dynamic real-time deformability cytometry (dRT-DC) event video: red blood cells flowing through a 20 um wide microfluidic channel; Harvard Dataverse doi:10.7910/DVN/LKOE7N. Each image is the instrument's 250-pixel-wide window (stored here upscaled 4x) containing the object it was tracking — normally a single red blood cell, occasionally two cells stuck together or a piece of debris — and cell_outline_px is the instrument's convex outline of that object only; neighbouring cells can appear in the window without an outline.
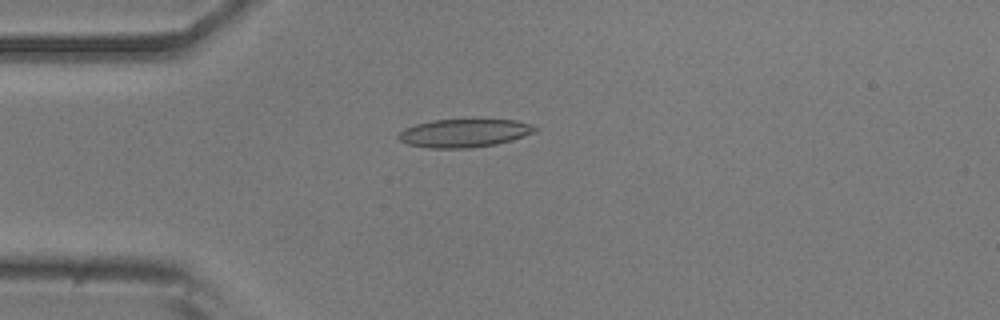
{"species": "common noctule bat (a hibernating species)", "species_latin": "Nyctalus noctula", "temperature_condition": "room temperature", "stored_images_in_passage": 50, "camera_frame_rate_fps": 3000, "um_per_image_px": 0.085, "animal": {"sex": "male", "body_mass_g": 20.5, "forearm_length_mm": 52.5}, "frame": {"image": 1, "passage_image": 10, "time_ms": 3.0, "image_size_px": [1000, 320], "cell_outline_px": [[540, 128], [536, 132], [512, 140], [496, 144], [468, 148], [428, 148], [408, 144], [400, 140], [396, 136], [404, 128], [416, 124], [432, 120], [476, 116], [516, 120], [532, 124]], "centroid_in_image_um": [39.52, 11.25], "position_along_channel_um": 45.5, "area_um2": 23.7}}
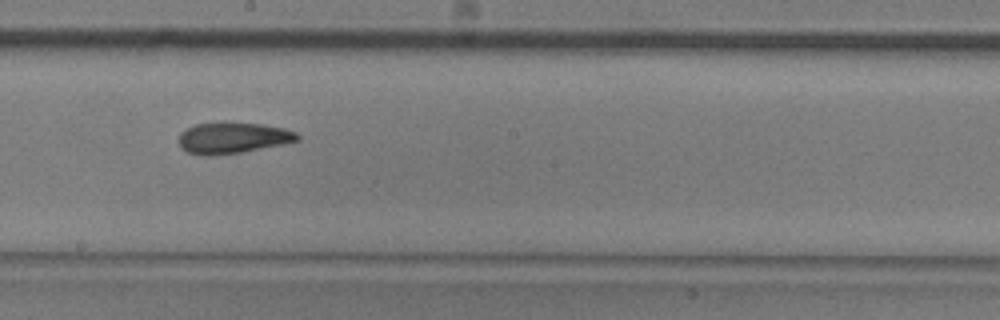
{"frame": {"image": 2, "passage_image": 26, "time_ms": 8.333, "image_size_px": [1000, 320], "cell_outline_px": [[300, 140], [284, 144], [240, 152], [208, 156], [188, 152], [180, 148], [180, 132], [196, 124], [260, 124], [284, 128], [296, 132], [300, 136]], "centroid_in_image_um": [19.82, 11.74], "position_along_channel_um": 228.4, "area_um2": 20.87}}
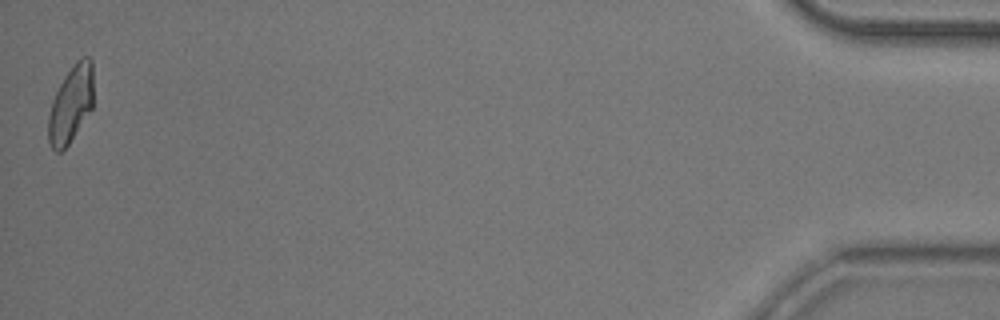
{"frame": {"image": 3, "passage_image": 50, "time_ms": 16.333, "image_size_px": [1000, 320], "cell_outline_px": [[92, 108], [68, 144], [60, 152], [56, 152], [52, 148], [48, 140], [48, 116], [52, 100], [64, 76], [76, 60], [84, 56], [88, 56], [92, 60]], "centroid_in_image_um": [6.01, 8.83], "position_along_channel_um": 429.2, "area_um2": 20.0}, "authors_computed_cell_mechanics": {"area_um2": 21.2993, "velocity_mm_per_s": 3.703, "shape_relaxation_time_tau1_ms": 8.3482, "shape_relaxation_time_tau2_ms": 1.7212, "deformation_change_tau1": 0.1904, "deformation_change_tau2": 0.094}}